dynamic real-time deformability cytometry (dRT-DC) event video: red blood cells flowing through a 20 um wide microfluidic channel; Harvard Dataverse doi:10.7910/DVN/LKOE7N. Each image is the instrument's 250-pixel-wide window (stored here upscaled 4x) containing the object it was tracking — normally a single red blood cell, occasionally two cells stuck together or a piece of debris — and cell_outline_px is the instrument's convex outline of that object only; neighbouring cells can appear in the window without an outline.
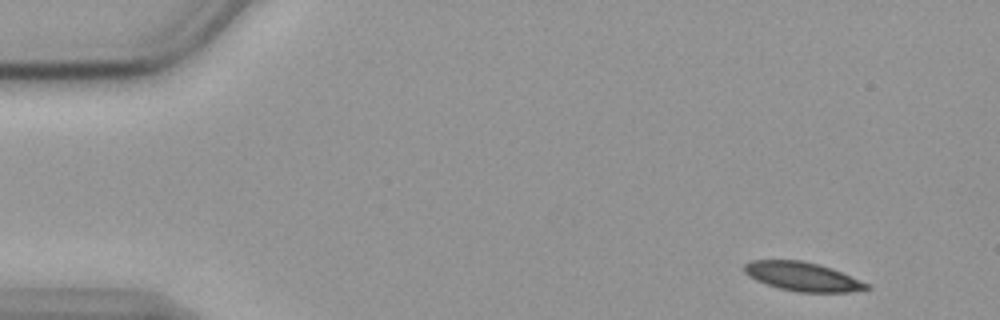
{"species": "common noctule bat (a hibernating species)", "species_latin": "Nyctalus noctula", "temperature_condition": "cold", "stored_images_in_passage": 52, "camera_frame_rate_fps": 3000, "um_per_image_px": 0.085, "animal": {"sex": "female", "body_mass_g": 19.9}, "frame": {"image": 1, "passage_image": 1, "time_ms": 0.0, "image_size_px": [1000, 320], "cell_outline_px": [[872, 288], [848, 292], [796, 292], [780, 288], [756, 280], [748, 276], [744, 272], [744, 264], [752, 260], [800, 260], [832, 268], [872, 284]], "centroid_in_image_um": [68.26, 23.51], "position_along_channel_um": 16.7, "area_um2": 20.63}}
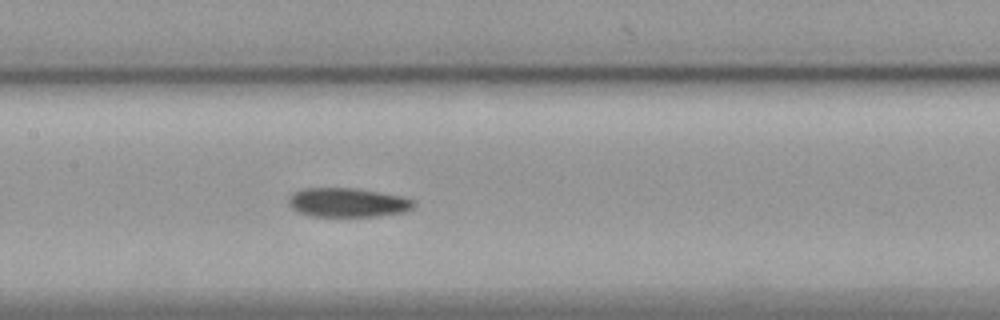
{"frame": {"image": 2, "passage_image": 23, "time_ms": 7.333, "image_size_px": [1000, 320], "cell_outline_px": [[416, 204], [412, 208], [404, 212], [380, 216], [312, 216], [300, 212], [292, 208], [288, 204], [288, 196], [292, 192], [304, 188], [352, 188], [400, 196], [412, 200]], "centroid_in_image_um": [29.5, 17.21], "position_along_channel_um": 177.9, "area_um2": 21.1}}
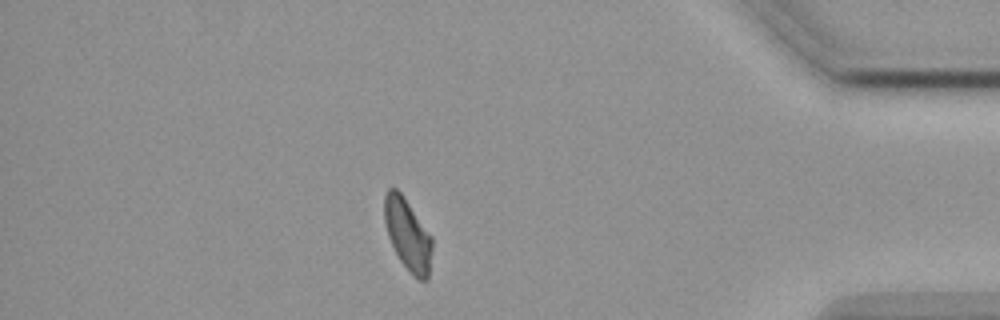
{"frame": {"image": 3, "passage_image": 45, "time_ms": 14.667, "image_size_px": [1000, 320], "cell_outline_px": [[432, 248], [428, 280], [416, 280], [412, 276], [400, 260], [388, 236], [384, 220], [384, 196], [388, 188], [396, 188], [404, 196], [432, 236]], "centroid_in_image_um": [34.66, 19.94], "position_along_channel_um": 400.5, "area_um2": 20.06}}